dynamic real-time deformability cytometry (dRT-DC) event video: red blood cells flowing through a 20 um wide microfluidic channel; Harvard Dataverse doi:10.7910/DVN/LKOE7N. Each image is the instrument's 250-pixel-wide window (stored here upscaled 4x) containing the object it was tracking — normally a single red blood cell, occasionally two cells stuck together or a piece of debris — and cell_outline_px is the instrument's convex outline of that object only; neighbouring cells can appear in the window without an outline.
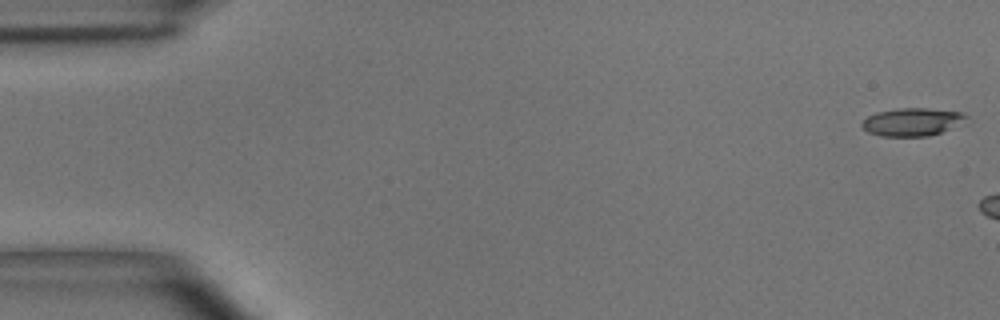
{"species": "common noctule bat (a hibernating species)", "species_latin": "Nyctalus noctula", "temperature_condition": "room temperature", "stored_images_in_passage": 6, "camera_frame_rate_fps": 3000, "um_per_image_px": 0.085, "animal": {"sex": "male", "body_mass_g": 15.6}, "frame": {"image": 1, "passage_image": 1, "time_ms": 0.0, "image_size_px": [1000, 320], "cell_outline_px": [[968, 116], [948, 128], [940, 132], [928, 136], [880, 136], [868, 132], [860, 124], [868, 116], [876, 112], [896, 108], [928, 108], [964, 112]], "centroid_in_image_um": [77.46, 10.35], "position_along_channel_um": 7.5, "area_um2": 16.65}}